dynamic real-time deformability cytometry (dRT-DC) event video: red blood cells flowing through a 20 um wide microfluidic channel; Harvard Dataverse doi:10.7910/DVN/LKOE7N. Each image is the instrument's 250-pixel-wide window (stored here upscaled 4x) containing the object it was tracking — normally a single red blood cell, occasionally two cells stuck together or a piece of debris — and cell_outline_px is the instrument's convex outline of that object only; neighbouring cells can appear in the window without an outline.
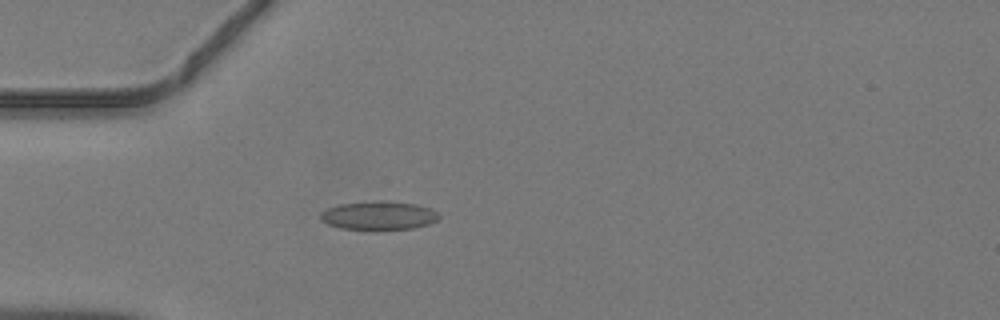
{"species": "common noctule bat (a hibernating species)", "species_latin": "Nyctalus noctula", "temperature_condition": "warm", "stored_images_in_passage": 19, "camera_frame_rate_fps": 3000, "um_per_image_px": 0.085, "animal": {"sex": "male", "body_mass_g": 19.2, "forearm_length_mm": 51.8}, "frame": {"image": 1, "passage_image": 6, "time_ms": 1.667, "image_size_px": [1000, 320], "cell_outline_px": [[440, 216], [436, 220], [428, 224], [412, 228], [372, 232], [340, 228], [328, 224], [320, 220], [320, 212], [328, 208], [340, 204], [380, 200], [416, 204], [432, 208]], "centroid_in_image_um": [32.16, 18.35], "position_along_channel_um": 52.8, "area_um2": 20.35}}
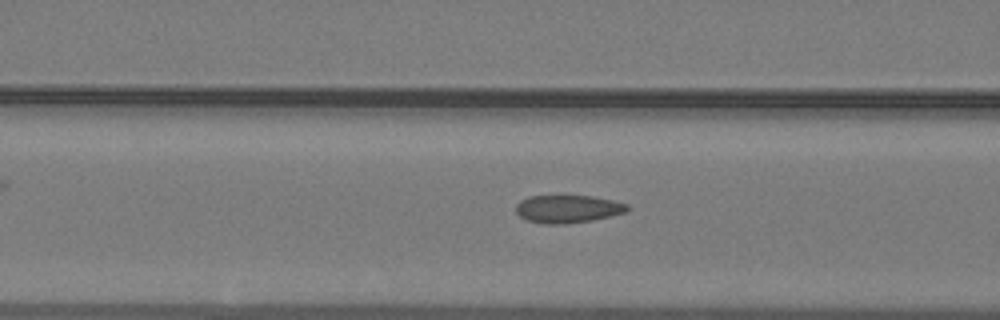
{"frame": {"image": 2, "passage_image": 11, "time_ms": 3.333, "image_size_px": [1000, 320], "cell_outline_px": [[628, 212], [592, 220], [564, 224], [544, 224], [528, 220], [520, 216], [516, 212], [516, 204], [520, 200], [528, 196], [592, 196], [612, 200], [628, 204]], "centroid_in_image_um": [48.26, 17.76], "position_along_channel_um": 118.3, "area_um2": 18.03}}
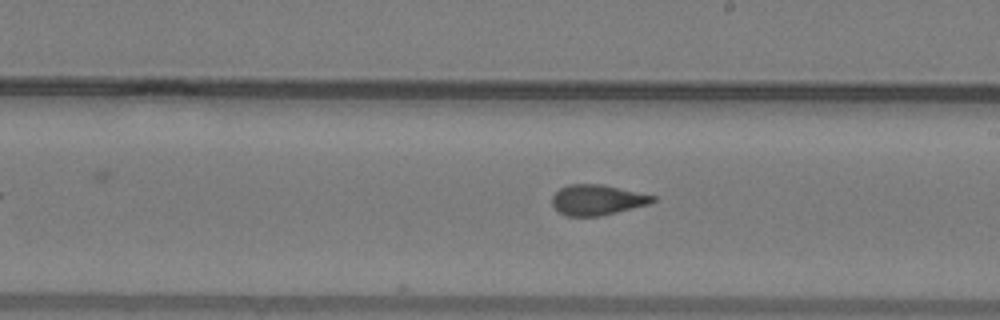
{"frame": {"image": 3, "passage_image": 19, "time_ms": 6.0, "image_size_px": [1000, 320], "cell_outline_px": [[656, 200], [648, 204], [600, 216], [568, 216], [560, 212], [552, 204], [552, 196], [560, 188], [568, 184], [600, 184], [656, 196]], "centroid_in_image_um": [50.74, 16.99], "position_along_channel_um": 238.3, "area_um2": 17.57}}